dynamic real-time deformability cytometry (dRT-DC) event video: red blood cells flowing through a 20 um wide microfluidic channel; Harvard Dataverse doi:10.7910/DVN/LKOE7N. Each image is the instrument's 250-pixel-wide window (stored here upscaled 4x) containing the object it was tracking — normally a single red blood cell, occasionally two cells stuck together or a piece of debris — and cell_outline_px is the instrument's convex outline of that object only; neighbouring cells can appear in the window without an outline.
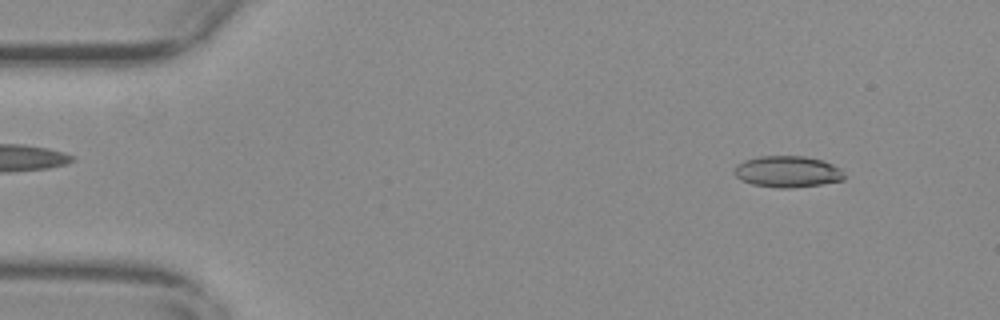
{"species": "common noctule bat (a hibernating species)", "species_latin": "Nyctalus noctula", "temperature_condition": "warm", "stored_images_in_passage": 47, "camera_frame_rate_fps": 3000, "um_per_image_px": 0.085, "animal": {"sex": "female", "body_mass_g": 29.2, "forearm_length_mm": 56.3}, "frame": {"image": 1, "passage_image": 5, "time_ms": 1.333, "image_size_px": [1000, 320], "cell_outline_px": [[844, 180], [820, 184], [792, 188], [776, 188], [752, 184], [740, 180], [732, 172], [736, 164], [744, 160], [760, 156], [804, 156], [824, 160], [840, 168], [844, 176]], "centroid_in_image_um": [66.9, 14.59], "position_along_channel_um": 18.1, "area_um2": 20.29}}
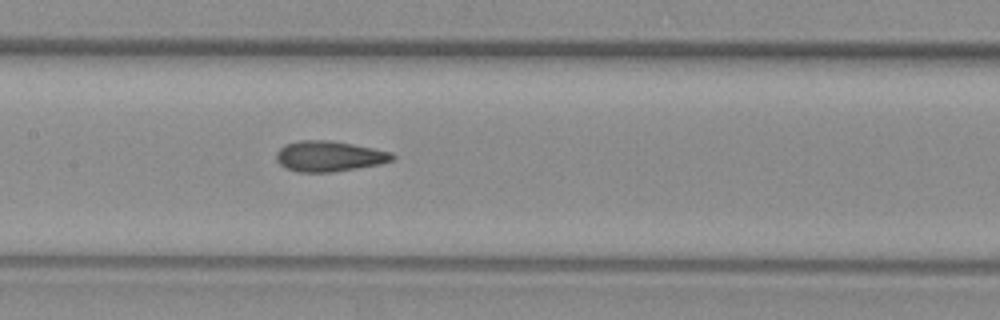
{"frame": {"image": 2, "passage_image": 26, "time_ms": 8.333, "image_size_px": [1000, 320], "cell_outline_px": [[396, 156], [392, 160], [380, 164], [332, 172], [300, 172], [284, 168], [276, 160], [276, 152], [284, 144], [300, 140], [328, 140], [352, 144], [392, 152]], "centroid_in_image_um": [27.95, 13.28], "position_along_channel_um": 179.5, "area_um2": 20.63}}
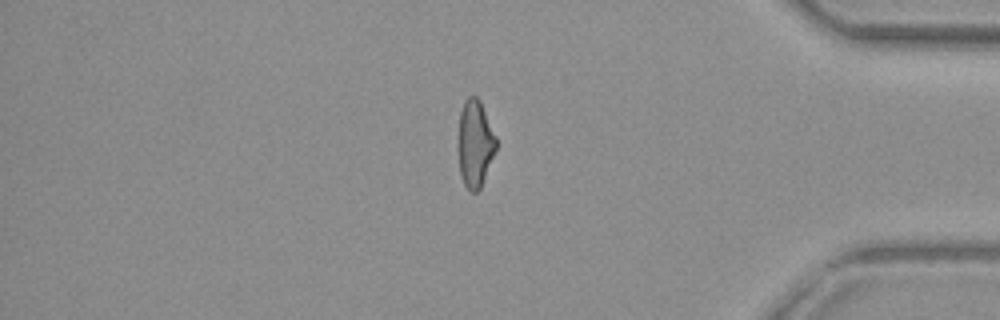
{"frame": {"image": 3, "passage_image": 46, "time_ms": 15.0, "image_size_px": [1000, 320], "cell_outline_px": [[496, 148], [480, 188], [476, 192], [472, 192], [464, 184], [460, 176], [456, 144], [460, 112], [464, 100], [468, 96], [476, 96], [480, 100], [496, 136]], "centroid_in_image_um": [40.33, 12.18], "position_along_channel_um": 394.9, "area_um2": 19.54}}